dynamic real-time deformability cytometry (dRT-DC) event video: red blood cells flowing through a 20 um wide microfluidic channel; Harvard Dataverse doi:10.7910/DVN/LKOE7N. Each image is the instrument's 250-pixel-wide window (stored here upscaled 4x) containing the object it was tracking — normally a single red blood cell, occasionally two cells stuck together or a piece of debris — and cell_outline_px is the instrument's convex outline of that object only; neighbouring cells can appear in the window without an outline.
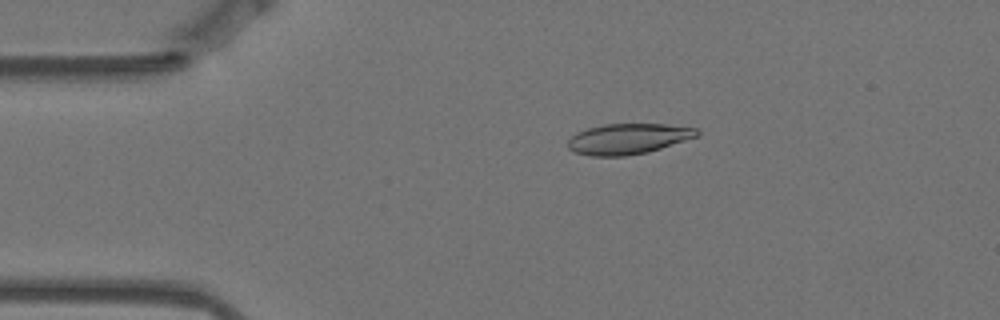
{"species": "Egyptian fruit bat (a non-hibernating species)", "species_latin": "Rousettus aegyptiacus", "temperature_condition": "warm", "stored_images_in_passage": 21, "segment_of_instrument_passage": [1, 2], "camera_frame_rate_fps": 3000, "um_per_image_px": 0.085, "animal": {"sex": "female"}, "frame": {"image": 1, "passage_image": 11, "time_ms": 3.333, "image_size_px": [1000, 320], "cell_outline_px": [[700, 132], [696, 136], [648, 152], [624, 156], [592, 156], [576, 152], [568, 148], [568, 140], [576, 132], [588, 128], [604, 124], [664, 124], [696, 128]], "centroid_in_image_um": [53.35, 11.79], "position_along_channel_um": 31.6, "area_um2": 22.72}}
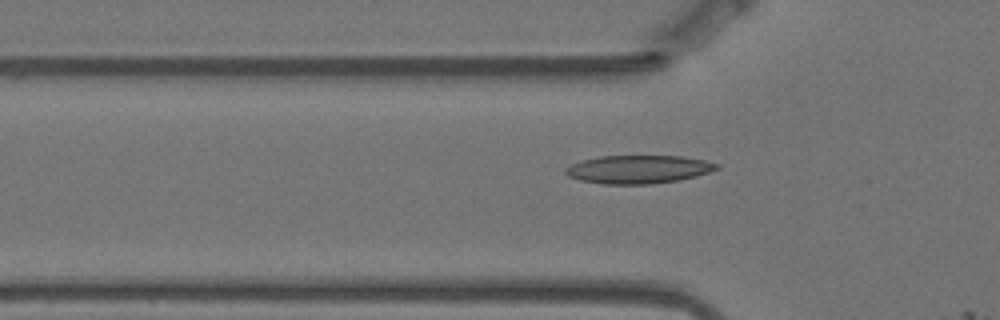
{"frame": {"image": 2, "passage_image": 18, "time_ms": 5.667, "image_size_px": [1000, 320], "cell_outline_px": [[720, 168], [696, 176], [680, 180], [652, 184], [604, 184], [580, 180], [568, 176], [564, 172], [564, 168], [580, 160], [600, 156], [680, 156], [704, 160], [720, 164]], "centroid_in_image_um": [54.25, 14.39], "position_along_channel_um": 71.5, "area_um2": 24.97}}